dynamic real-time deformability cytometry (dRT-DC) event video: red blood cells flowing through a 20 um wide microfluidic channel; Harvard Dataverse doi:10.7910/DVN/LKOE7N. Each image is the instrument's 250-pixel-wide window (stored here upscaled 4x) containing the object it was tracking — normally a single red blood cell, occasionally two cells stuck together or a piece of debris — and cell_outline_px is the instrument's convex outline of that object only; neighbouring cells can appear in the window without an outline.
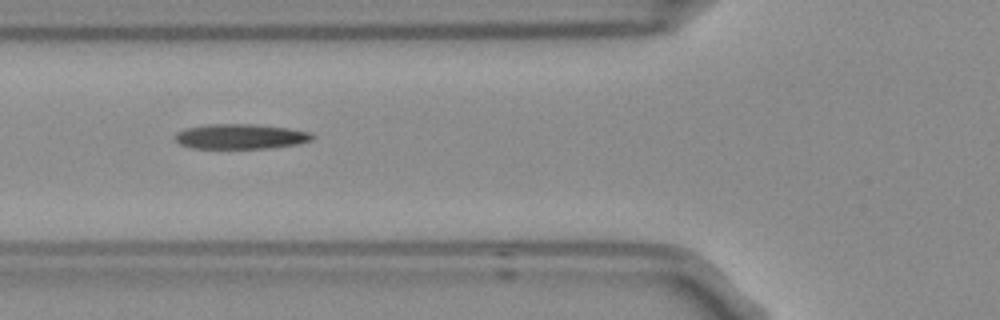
{"species": "Egyptian fruit bat (a non-hibernating species)", "species_latin": "Rousettus aegyptiacus", "temperature_condition": "room temperature", "stored_images_in_passage": 7, "segment_of_instrument_passage": [2, 2], "camera_frame_rate_fps": 3000, "um_per_image_px": 0.085, "frame": {"image": 1, "passage_image": 5, "time_ms": 1.333, "image_size_px": [1000, 320], "cell_outline_px": [[316, 136], [312, 140], [296, 144], [268, 148], [192, 148], [180, 144], [176, 140], [176, 132], [184, 128], [208, 124], [252, 124], [288, 128], [312, 132]], "centroid_in_image_um": [20.46, 11.59], "position_along_channel_um": 105.3, "area_um2": 20.0}}